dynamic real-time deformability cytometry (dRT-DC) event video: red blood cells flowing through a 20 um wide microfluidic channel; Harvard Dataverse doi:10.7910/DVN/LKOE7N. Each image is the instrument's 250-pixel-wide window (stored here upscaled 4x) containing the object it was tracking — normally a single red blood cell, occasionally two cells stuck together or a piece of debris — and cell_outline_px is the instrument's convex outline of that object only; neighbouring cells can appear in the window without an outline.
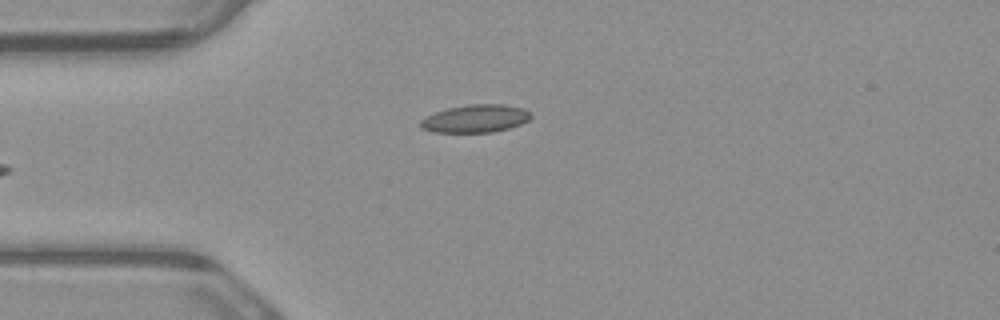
{"species": "common noctule bat (a hibernating species)", "species_latin": "Nyctalus noctula", "temperature_condition": "warm", "stored_images_in_passage": 6, "camera_frame_rate_fps": 3000, "um_per_image_px": 0.085, "animal": {"sex": "male", "body_mass_g": 23.1, "forearm_length_mm": 52.7}, "frame": {"image": 1, "passage_image": 6, "time_ms": 1.667, "image_size_px": [1000, 320], "cell_outline_px": [[532, 116], [528, 120], [520, 124], [508, 128], [492, 132], [432, 132], [420, 128], [420, 120], [424, 116], [448, 108], [468, 104], [504, 104], [524, 108], [532, 112]], "centroid_in_image_um": [40.41, 10.07], "position_along_channel_um": 44.6, "area_um2": 18.03}}